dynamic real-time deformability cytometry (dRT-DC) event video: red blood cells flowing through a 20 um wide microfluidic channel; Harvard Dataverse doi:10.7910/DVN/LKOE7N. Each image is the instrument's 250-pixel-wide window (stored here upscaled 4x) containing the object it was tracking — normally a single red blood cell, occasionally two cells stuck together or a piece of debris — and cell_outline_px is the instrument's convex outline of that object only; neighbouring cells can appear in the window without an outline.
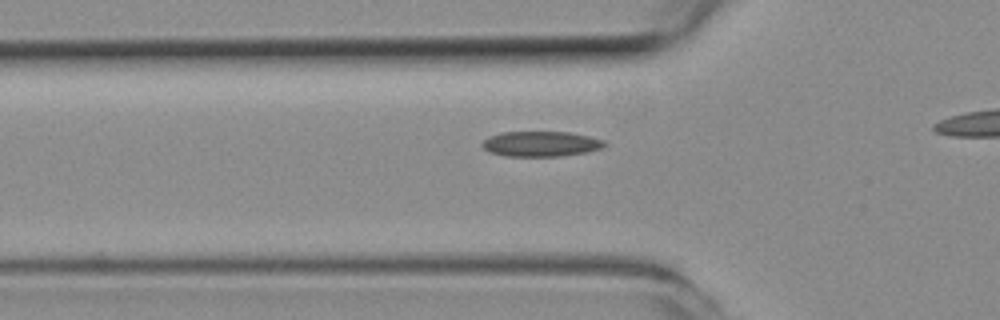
{"species": "common noctule bat (a hibernating species)", "species_latin": "Nyctalus noctula", "temperature_condition": "room temperature", "stored_images_in_passage": 24, "camera_frame_rate_fps": 3000, "um_per_image_px": 0.085, "animal": {"sex": "female", "body_mass_g": 19.3, "forearm_length_mm": 54.1}, "frame": {"image": 1, "passage_image": 6, "time_ms": 1.667, "image_size_px": [1000, 320], "cell_outline_px": [[608, 144], [600, 148], [584, 152], [560, 156], [508, 156], [492, 152], [484, 148], [480, 144], [488, 136], [504, 132], [568, 132], [588, 136], [604, 140]], "centroid_in_image_um": [45.97, 12.22], "position_along_channel_um": 79.8, "area_um2": 17.74}}
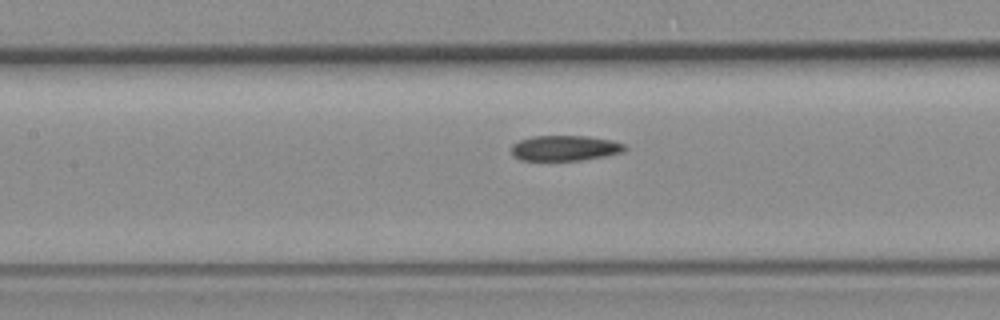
{"frame": {"image": 2, "passage_image": 12, "time_ms": 3.667, "image_size_px": [1000, 320], "cell_outline_px": [[628, 148], [624, 152], [604, 156], [580, 160], [520, 160], [512, 156], [512, 144], [520, 140], [532, 136], [584, 136], [612, 140], [624, 144]], "centroid_in_image_um": [48.01, 12.59], "position_along_channel_um": 159.4, "area_um2": 16.76}}
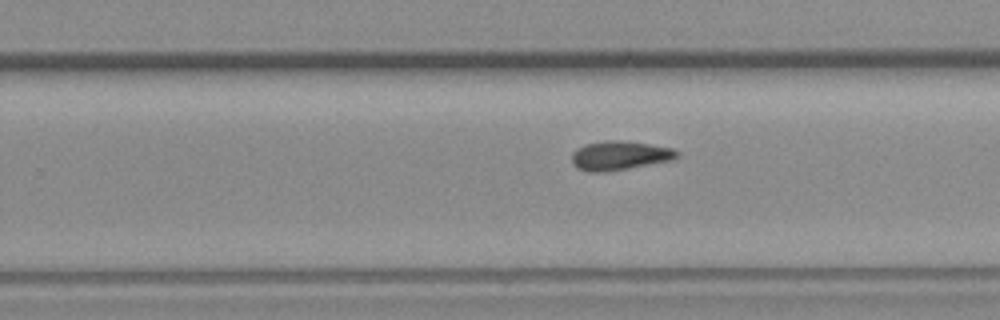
{"frame": {"image": 3, "passage_image": 21, "time_ms": 6.667, "image_size_px": [1000, 320], "cell_outline_px": [[680, 156], [672, 160], [608, 172], [588, 172], [576, 168], [572, 164], [572, 152], [576, 148], [584, 144], [604, 140], [620, 140], [648, 144], [672, 148], [680, 152]], "centroid_in_image_um": [52.64, 13.22], "position_along_channel_um": 277.2, "area_um2": 18.09}}